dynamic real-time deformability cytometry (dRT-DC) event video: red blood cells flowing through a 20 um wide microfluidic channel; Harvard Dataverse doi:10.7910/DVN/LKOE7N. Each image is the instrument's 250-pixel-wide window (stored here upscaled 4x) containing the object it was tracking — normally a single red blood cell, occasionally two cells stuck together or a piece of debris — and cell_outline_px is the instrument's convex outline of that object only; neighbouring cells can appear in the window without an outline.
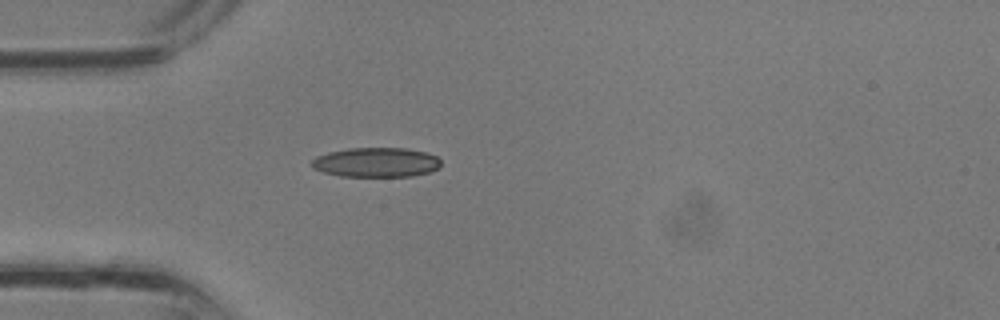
{"species": "common noctule bat (a hibernating species)", "species_latin": "Nyctalus noctula", "temperature_condition": "room temperature", "stored_images_in_passage": 23, "camera_frame_rate_fps": 3000, "um_per_image_px": 0.085, "animal": {"sex": "male", "body_mass_g": 13.3}, "frame": {"image": 1, "passage_image": 1, "time_ms": 0.0, "image_size_px": [1000, 320], "cell_outline_px": [[440, 168], [432, 172], [412, 176], [340, 176], [324, 172], [312, 168], [312, 160], [316, 156], [328, 152], [348, 148], [408, 148], [424, 152], [436, 156], [440, 160]], "centroid_in_image_um": [31.99, 13.8], "position_along_channel_um": 53.0, "area_um2": 22.37}}
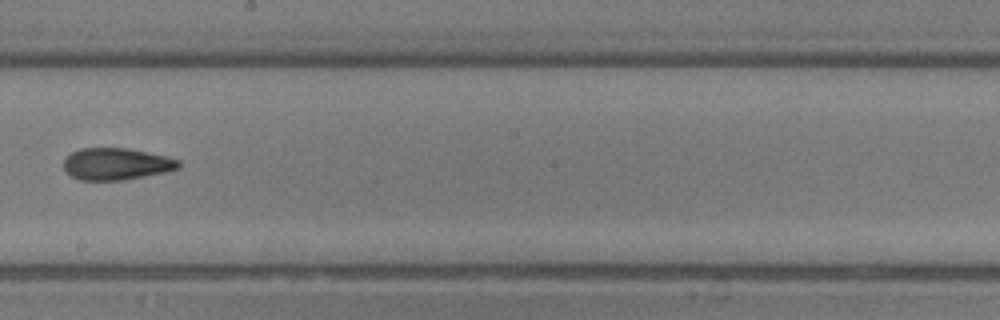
{"frame": {"image": 2, "passage_image": 11, "time_ms": 3.333, "image_size_px": [1000, 320], "cell_outline_px": [[180, 168], [168, 172], [124, 180], [80, 180], [64, 172], [64, 160], [72, 152], [80, 148], [128, 148], [168, 156], [180, 160]], "centroid_in_image_um": [9.92, 13.94], "position_along_channel_um": 238.3, "area_um2": 21.62}}
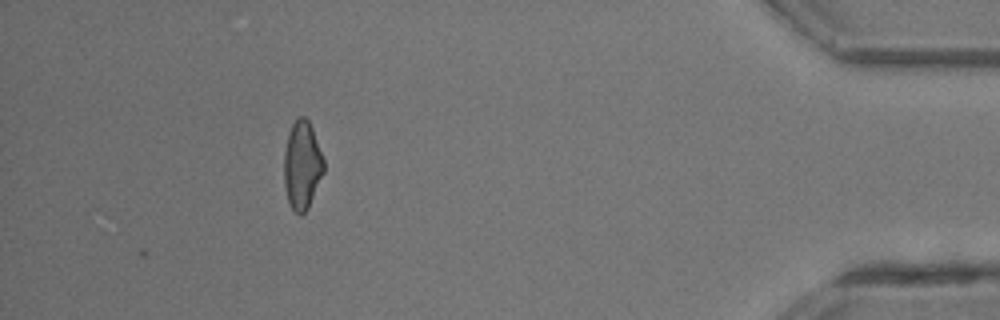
{"frame": {"image": 3, "passage_image": 23, "time_ms": 7.333, "image_size_px": [1000, 320], "cell_outline_px": [[324, 172], [308, 208], [300, 216], [292, 208], [288, 200], [284, 184], [284, 152], [288, 132], [292, 124], [300, 116], [304, 116], [308, 120], [312, 128], [324, 160]], "centroid_in_image_um": [25.67, 14.04], "position_along_channel_um": 409.5, "area_um2": 20.35}}